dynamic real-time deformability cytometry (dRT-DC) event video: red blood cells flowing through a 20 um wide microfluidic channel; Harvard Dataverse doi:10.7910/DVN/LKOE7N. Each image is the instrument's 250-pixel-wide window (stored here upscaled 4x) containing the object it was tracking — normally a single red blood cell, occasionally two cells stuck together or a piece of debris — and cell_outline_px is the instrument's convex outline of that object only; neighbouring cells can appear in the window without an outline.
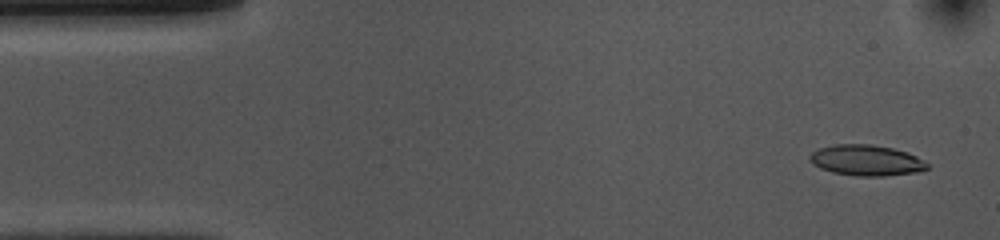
{"species": "common noctule bat (a hibernating species)", "species_latin": "Nyctalus noctula", "temperature_condition": "cold", "stored_images_in_passage": 53, "camera_frame_rate_fps": 3000, "um_per_image_px": 0.085, "animal": {"sex": "female", "body_mass_g": 10.0, "forearm_length_mm": 53.1}, "frame": {"image": 1, "passage_image": 3, "time_ms": 0.667, "image_size_px": [1000, 240], "cell_outline_px": [[928, 168], [916, 172], [884, 176], [856, 176], [832, 172], [820, 168], [812, 164], [808, 156], [812, 152], [820, 148], [836, 144], [872, 144], [892, 148], [908, 152], [916, 156], [928, 164]], "centroid_in_image_um": [73.61, 13.62], "position_along_channel_um": 11.4, "area_um2": 21.04}}
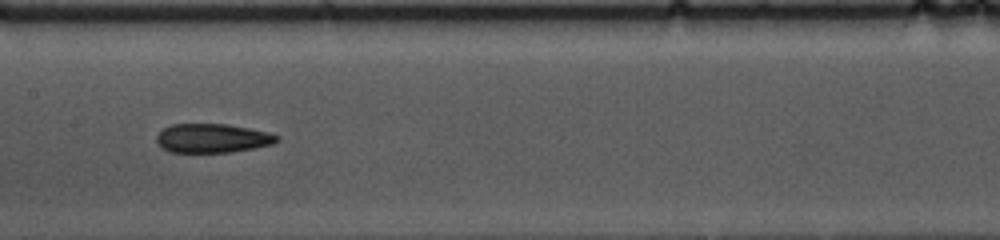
{"frame": {"image": 2, "passage_image": 25, "time_ms": 8.0, "image_size_px": [1000, 240], "cell_outline_px": [[280, 140], [272, 144], [256, 148], [228, 152], [168, 152], [160, 148], [156, 140], [156, 136], [164, 128], [172, 124], [228, 124], [272, 132], [280, 136]], "centroid_in_image_um": [18.08, 11.75], "position_along_channel_um": 189.3, "area_um2": 20.63}}
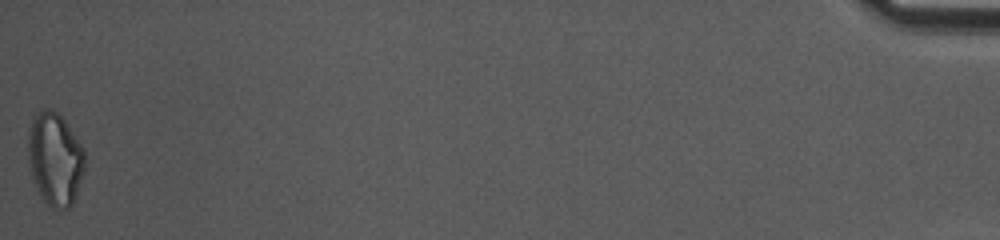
{"frame": {"image": 3, "passage_image": 53, "time_ms": 17.333, "image_size_px": [1000, 240], "cell_outline_px": [[84, 172], [72, 204], [68, 208], [52, 208], [40, 196], [32, 180], [28, 168], [28, 128], [32, 120], [40, 112], [48, 108], [56, 112], [64, 120], [84, 148]], "centroid_in_image_um": [4.65, 13.53], "position_along_channel_um": 430.5, "area_um2": 30.63}, "authors_computed_cell_mechanics": {"area_um2": 21.1548, "velocity_mm_per_s": 3.7082, "shape_relaxation_time_tau1_ms": 10.9299, "shape_relaxation_time_tau2_ms": 6.7495, "deformation_change_tau1": 0.1917, "deformation_change_tau2": 0.1486}}